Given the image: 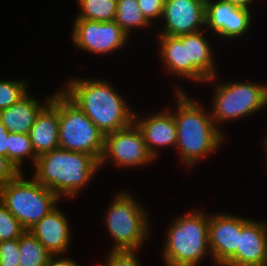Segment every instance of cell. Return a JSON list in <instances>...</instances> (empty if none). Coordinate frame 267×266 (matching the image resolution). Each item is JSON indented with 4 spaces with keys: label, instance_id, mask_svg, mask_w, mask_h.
Returning <instances> with one entry per match:
<instances>
[{
    "label": "cell",
    "instance_id": "cell-1",
    "mask_svg": "<svg viewBox=\"0 0 267 266\" xmlns=\"http://www.w3.org/2000/svg\"><path fill=\"white\" fill-rule=\"evenodd\" d=\"M62 92L104 135L124 129L134 122V113L106 81L73 79Z\"/></svg>",
    "mask_w": 267,
    "mask_h": 266
},
{
    "label": "cell",
    "instance_id": "cell-2",
    "mask_svg": "<svg viewBox=\"0 0 267 266\" xmlns=\"http://www.w3.org/2000/svg\"><path fill=\"white\" fill-rule=\"evenodd\" d=\"M99 168L92 155L57 148L38 156L33 177L59 198L61 195L71 198L88 184Z\"/></svg>",
    "mask_w": 267,
    "mask_h": 266
},
{
    "label": "cell",
    "instance_id": "cell-3",
    "mask_svg": "<svg viewBox=\"0 0 267 266\" xmlns=\"http://www.w3.org/2000/svg\"><path fill=\"white\" fill-rule=\"evenodd\" d=\"M176 93L177 111L173 113L177 125L176 148L180 151L182 162L190 167L200 158L217 150L224 135L211 115L206 114L205 108L182 91Z\"/></svg>",
    "mask_w": 267,
    "mask_h": 266
},
{
    "label": "cell",
    "instance_id": "cell-4",
    "mask_svg": "<svg viewBox=\"0 0 267 266\" xmlns=\"http://www.w3.org/2000/svg\"><path fill=\"white\" fill-rule=\"evenodd\" d=\"M209 217L194 211L171 223L164 245L167 266H196L210 253Z\"/></svg>",
    "mask_w": 267,
    "mask_h": 266
},
{
    "label": "cell",
    "instance_id": "cell-5",
    "mask_svg": "<svg viewBox=\"0 0 267 266\" xmlns=\"http://www.w3.org/2000/svg\"><path fill=\"white\" fill-rule=\"evenodd\" d=\"M20 172L13 180L0 186V200L29 230L56 206L59 197L35 178L25 180Z\"/></svg>",
    "mask_w": 267,
    "mask_h": 266
},
{
    "label": "cell",
    "instance_id": "cell-6",
    "mask_svg": "<svg viewBox=\"0 0 267 266\" xmlns=\"http://www.w3.org/2000/svg\"><path fill=\"white\" fill-rule=\"evenodd\" d=\"M59 148L92 155L98 162L105 135L62 91L59 92Z\"/></svg>",
    "mask_w": 267,
    "mask_h": 266
},
{
    "label": "cell",
    "instance_id": "cell-7",
    "mask_svg": "<svg viewBox=\"0 0 267 266\" xmlns=\"http://www.w3.org/2000/svg\"><path fill=\"white\" fill-rule=\"evenodd\" d=\"M128 193H119L109 206L106 224L115 245L112 250H137L148 236L147 212Z\"/></svg>",
    "mask_w": 267,
    "mask_h": 266
},
{
    "label": "cell",
    "instance_id": "cell-8",
    "mask_svg": "<svg viewBox=\"0 0 267 266\" xmlns=\"http://www.w3.org/2000/svg\"><path fill=\"white\" fill-rule=\"evenodd\" d=\"M217 87V88H216ZM215 87L212 118L225 122L245 117L267 105V86L250 82H232Z\"/></svg>",
    "mask_w": 267,
    "mask_h": 266
},
{
    "label": "cell",
    "instance_id": "cell-9",
    "mask_svg": "<svg viewBox=\"0 0 267 266\" xmlns=\"http://www.w3.org/2000/svg\"><path fill=\"white\" fill-rule=\"evenodd\" d=\"M112 158L117 166H141L154 157L147 149L141 130L133 122L130 126L105 135L104 152L99 166Z\"/></svg>",
    "mask_w": 267,
    "mask_h": 266
},
{
    "label": "cell",
    "instance_id": "cell-10",
    "mask_svg": "<svg viewBox=\"0 0 267 266\" xmlns=\"http://www.w3.org/2000/svg\"><path fill=\"white\" fill-rule=\"evenodd\" d=\"M72 34L75 45L97 54L114 52L122 48L129 38V35L115 21L75 19Z\"/></svg>",
    "mask_w": 267,
    "mask_h": 266
},
{
    "label": "cell",
    "instance_id": "cell-11",
    "mask_svg": "<svg viewBox=\"0 0 267 266\" xmlns=\"http://www.w3.org/2000/svg\"><path fill=\"white\" fill-rule=\"evenodd\" d=\"M250 24V9L224 0H205V26L210 27L215 34L238 38L248 31Z\"/></svg>",
    "mask_w": 267,
    "mask_h": 266
},
{
    "label": "cell",
    "instance_id": "cell-12",
    "mask_svg": "<svg viewBox=\"0 0 267 266\" xmlns=\"http://www.w3.org/2000/svg\"><path fill=\"white\" fill-rule=\"evenodd\" d=\"M162 19L166 25L161 35L200 32L198 26L205 25V0H166Z\"/></svg>",
    "mask_w": 267,
    "mask_h": 266
},
{
    "label": "cell",
    "instance_id": "cell-13",
    "mask_svg": "<svg viewBox=\"0 0 267 266\" xmlns=\"http://www.w3.org/2000/svg\"><path fill=\"white\" fill-rule=\"evenodd\" d=\"M242 230V217L216 214L209 216L210 255L223 266L236 252Z\"/></svg>",
    "mask_w": 267,
    "mask_h": 266
},
{
    "label": "cell",
    "instance_id": "cell-14",
    "mask_svg": "<svg viewBox=\"0 0 267 266\" xmlns=\"http://www.w3.org/2000/svg\"><path fill=\"white\" fill-rule=\"evenodd\" d=\"M223 266H267V223L242 218L237 252Z\"/></svg>",
    "mask_w": 267,
    "mask_h": 266
},
{
    "label": "cell",
    "instance_id": "cell-15",
    "mask_svg": "<svg viewBox=\"0 0 267 266\" xmlns=\"http://www.w3.org/2000/svg\"><path fill=\"white\" fill-rule=\"evenodd\" d=\"M46 101L29 132L37 156L59 148V91Z\"/></svg>",
    "mask_w": 267,
    "mask_h": 266
},
{
    "label": "cell",
    "instance_id": "cell-16",
    "mask_svg": "<svg viewBox=\"0 0 267 266\" xmlns=\"http://www.w3.org/2000/svg\"><path fill=\"white\" fill-rule=\"evenodd\" d=\"M68 223L64 213L55 207L29 231L52 255L57 257L69 247L70 226Z\"/></svg>",
    "mask_w": 267,
    "mask_h": 266
},
{
    "label": "cell",
    "instance_id": "cell-17",
    "mask_svg": "<svg viewBox=\"0 0 267 266\" xmlns=\"http://www.w3.org/2000/svg\"><path fill=\"white\" fill-rule=\"evenodd\" d=\"M159 112L145 118H140L138 122V114H134V123L141 130L147 149L150 154L155 158L157 155L156 149L177 144V125L173 113L167 111ZM157 147V148H156Z\"/></svg>",
    "mask_w": 267,
    "mask_h": 266
},
{
    "label": "cell",
    "instance_id": "cell-18",
    "mask_svg": "<svg viewBox=\"0 0 267 266\" xmlns=\"http://www.w3.org/2000/svg\"><path fill=\"white\" fill-rule=\"evenodd\" d=\"M203 31L187 34L188 61H191V79L212 81L215 78L213 55Z\"/></svg>",
    "mask_w": 267,
    "mask_h": 266
},
{
    "label": "cell",
    "instance_id": "cell-19",
    "mask_svg": "<svg viewBox=\"0 0 267 266\" xmlns=\"http://www.w3.org/2000/svg\"><path fill=\"white\" fill-rule=\"evenodd\" d=\"M28 95L27 93L14 105L0 110V120L7 131L29 134L37 114L44 106Z\"/></svg>",
    "mask_w": 267,
    "mask_h": 266
},
{
    "label": "cell",
    "instance_id": "cell-20",
    "mask_svg": "<svg viewBox=\"0 0 267 266\" xmlns=\"http://www.w3.org/2000/svg\"><path fill=\"white\" fill-rule=\"evenodd\" d=\"M160 54L168 71L191 80V61H188L187 34L161 35Z\"/></svg>",
    "mask_w": 267,
    "mask_h": 266
},
{
    "label": "cell",
    "instance_id": "cell-21",
    "mask_svg": "<svg viewBox=\"0 0 267 266\" xmlns=\"http://www.w3.org/2000/svg\"><path fill=\"white\" fill-rule=\"evenodd\" d=\"M20 266H46L52 254L26 230L19 238Z\"/></svg>",
    "mask_w": 267,
    "mask_h": 266
},
{
    "label": "cell",
    "instance_id": "cell-22",
    "mask_svg": "<svg viewBox=\"0 0 267 266\" xmlns=\"http://www.w3.org/2000/svg\"><path fill=\"white\" fill-rule=\"evenodd\" d=\"M128 35L132 27H146L150 23L143 16L137 0H117L114 20Z\"/></svg>",
    "mask_w": 267,
    "mask_h": 266
},
{
    "label": "cell",
    "instance_id": "cell-23",
    "mask_svg": "<svg viewBox=\"0 0 267 266\" xmlns=\"http://www.w3.org/2000/svg\"><path fill=\"white\" fill-rule=\"evenodd\" d=\"M25 157L32 158L35 166L38 156L34 152L29 134L9 132L7 158L19 172H22L20 166Z\"/></svg>",
    "mask_w": 267,
    "mask_h": 266
},
{
    "label": "cell",
    "instance_id": "cell-24",
    "mask_svg": "<svg viewBox=\"0 0 267 266\" xmlns=\"http://www.w3.org/2000/svg\"><path fill=\"white\" fill-rule=\"evenodd\" d=\"M81 12L76 19H86L99 22L114 21L116 17L117 0H78Z\"/></svg>",
    "mask_w": 267,
    "mask_h": 266
},
{
    "label": "cell",
    "instance_id": "cell-25",
    "mask_svg": "<svg viewBox=\"0 0 267 266\" xmlns=\"http://www.w3.org/2000/svg\"><path fill=\"white\" fill-rule=\"evenodd\" d=\"M27 82L15 80H0V110L6 109L27 94Z\"/></svg>",
    "mask_w": 267,
    "mask_h": 266
},
{
    "label": "cell",
    "instance_id": "cell-26",
    "mask_svg": "<svg viewBox=\"0 0 267 266\" xmlns=\"http://www.w3.org/2000/svg\"><path fill=\"white\" fill-rule=\"evenodd\" d=\"M26 230L0 200V242L19 239Z\"/></svg>",
    "mask_w": 267,
    "mask_h": 266
},
{
    "label": "cell",
    "instance_id": "cell-27",
    "mask_svg": "<svg viewBox=\"0 0 267 266\" xmlns=\"http://www.w3.org/2000/svg\"><path fill=\"white\" fill-rule=\"evenodd\" d=\"M19 239L0 242V266H20Z\"/></svg>",
    "mask_w": 267,
    "mask_h": 266
},
{
    "label": "cell",
    "instance_id": "cell-28",
    "mask_svg": "<svg viewBox=\"0 0 267 266\" xmlns=\"http://www.w3.org/2000/svg\"><path fill=\"white\" fill-rule=\"evenodd\" d=\"M135 250H112L105 266H140Z\"/></svg>",
    "mask_w": 267,
    "mask_h": 266
},
{
    "label": "cell",
    "instance_id": "cell-29",
    "mask_svg": "<svg viewBox=\"0 0 267 266\" xmlns=\"http://www.w3.org/2000/svg\"><path fill=\"white\" fill-rule=\"evenodd\" d=\"M166 0H137L143 16L151 24V19L162 18Z\"/></svg>",
    "mask_w": 267,
    "mask_h": 266
},
{
    "label": "cell",
    "instance_id": "cell-30",
    "mask_svg": "<svg viewBox=\"0 0 267 266\" xmlns=\"http://www.w3.org/2000/svg\"><path fill=\"white\" fill-rule=\"evenodd\" d=\"M19 173L7 157L0 155V186L13 180Z\"/></svg>",
    "mask_w": 267,
    "mask_h": 266
},
{
    "label": "cell",
    "instance_id": "cell-31",
    "mask_svg": "<svg viewBox=\"0 0 267 266\" xmlns=\"http://www.w3.org/2000/svg\"><path fill=\"white\" fill-rule=\"evenodd\" d=\"M8 134L6 127L0 120V155L7 157Z\"/></svg>",
    "mask_w": 267,
    "mask_h": 266
},
{
    "label": "cell",
    "instance_id": "cell-32",
    "mask_svg": "<svg viewBox=\"0 0 267 266\" xmlns=\"http://www.w3.org/2000/svg\"><path fill=\"white\" fill-rule=\"evenodd\" d=\"M46 266H79V265H77V263L75 261L70 260L69 258L65 259V258L61 257V259L55 260L54 255H52L49 258Z\"/></svg>",
    "mask_w": 267,
    "mask_h": 266
},
{
    "label": "cell",
    "instance_id": "cell-33",
    "mask_svg": "<svg viewBox=\"0 0 267 266\" xmlns=\"http://www.w3.org/2000/svg\"><path fill=\"white\" fill-rule=\"evenodd\" d=\"M224 1H228L229 3L238 5L240 7H245L249 9V5L251 2H253V0H224Z\"/></svg>",
    "mask_w": 267,
    "mask_h": 266
},
{
    "label": "cell",
    "instance_id": "cell-34",
    "mask_svg": "<svg viewBox=\"0 0 267 266\" xmlns=\"http://www.w3.org/2000/svg\"><path fill=\"white\" fill-rule=\"evenodd\" d=\"M265 140H266V141H265V143H266V144H265V148H266L265 150H266V152H267V138H266Z\"/></svg>",
    "mask_w": 267,
    "mask_h": 266
}]
</instances>
